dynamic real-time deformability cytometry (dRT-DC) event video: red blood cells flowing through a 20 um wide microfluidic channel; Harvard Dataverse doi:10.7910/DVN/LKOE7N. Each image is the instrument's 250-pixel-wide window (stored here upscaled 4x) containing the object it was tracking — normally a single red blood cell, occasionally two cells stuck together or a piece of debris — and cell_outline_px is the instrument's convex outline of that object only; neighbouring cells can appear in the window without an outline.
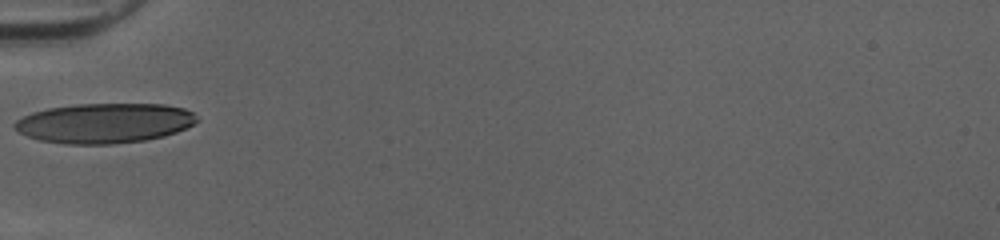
{"species": "human", "species_latin": "Homo sapiens", "temperature_condition": "cold", "stored_images_in_passage": 33, "camera_frame_rate_fps": 3000, "um_per_image_px": 0.085, "donor": {"sex": "female"}, "frame": {"image": 1, "passage_image": 1, "time_ms": 0.0, "image_size_px": [1000, 240], "cell_outline_px": [[200, 120], [176, 132], [164, 136], [144, 140], [112, 144], [64, 144], [40, 140], [28, 136], [20, 132], [12, 124], [16, 120], [32, 112], [48, 108], [76, 104], [164, 104], [184, 108], [192, 112]], "centroid_in_image_um": [8.88, 10.46], "position_along_channel_um": 76.1, "area_um2": 42.31}}
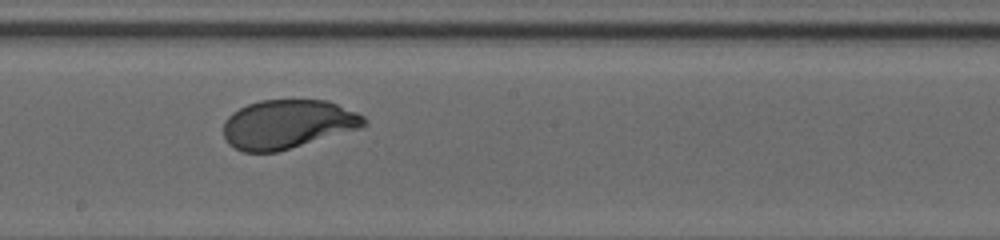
{"frame": {"image": 2, "passage_image": 12, "time_ms": 3.667, "image_size_px": [1000, 240], "cell_outline_px": [[368, 124], [360, 128], [276, 152], [244, 152], [228, 144], [224, 136], [224, 120], [232, 112], [248, 104], [260, 100], [328, 100], [356, 112], [364, 116], [368, 120]], "centroid_in_image_um": [24.44, 10.55], "position_along_channel_um": 223.8, "area_um2": 39.94}}
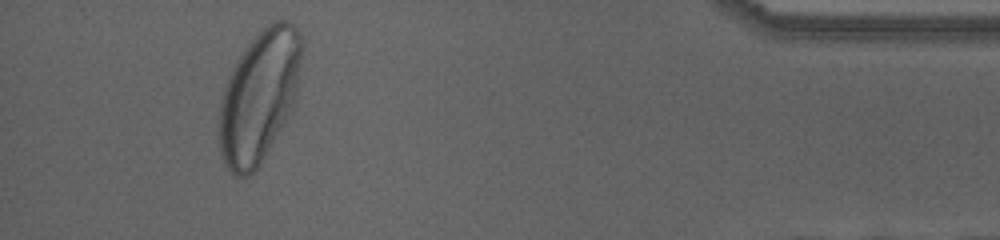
{"frame": {"image": 3, "passage_image": 30, "time_ms": 9.667, "image_size_px": [1000, 240], "cell_outline_px": [[304, 48], [296, 96], [284, 120], [260, 164], [248, 176], [236, 176], [224, 164], [220, 156], [216, 128], [220, 100], [228, 76], [232, 68], [248, 44], [268, 24], [276, 20], [288, 20], [300, 32], [304, 40]], "centroid_in_image_um": [22.0, 8.17], "position_along_channel_um": 413.2, "area_um2": 63.46}, "authors_computed_cell_mechanics": {"area_um2": 41.6738, "velocity_mm_per_s": 4.0131, "shape_relaxation_time_tau1_ms": 2.4266, "shape_relaxation_time_tau2_ms": null, "deformation_change_tau1": 0.1503, "deformation_change_tau2": null}}